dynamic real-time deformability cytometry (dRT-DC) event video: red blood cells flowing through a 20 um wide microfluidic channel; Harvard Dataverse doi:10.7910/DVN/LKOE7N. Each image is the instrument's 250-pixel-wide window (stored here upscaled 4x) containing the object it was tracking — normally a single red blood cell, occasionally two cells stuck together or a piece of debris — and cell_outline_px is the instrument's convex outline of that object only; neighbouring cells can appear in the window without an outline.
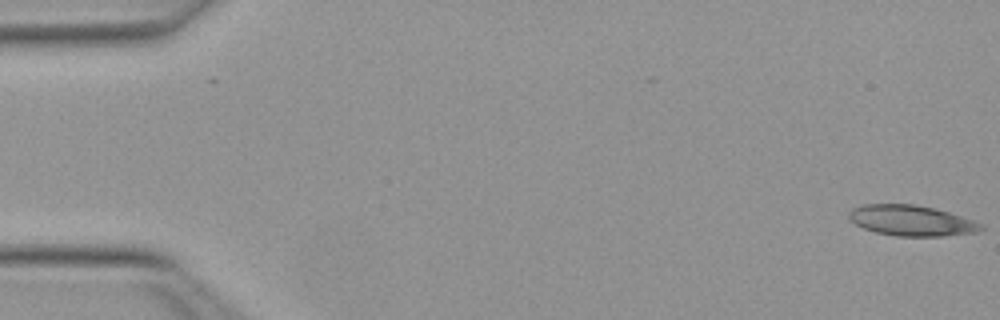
{"species": "Egyptian fruit bat (a non-hibernating species)", "species_latin": "Rousettus aegyptiacus", "temperature_condition": "warm", "stored_images_in_passage": 10, "camera_frame_rate_fps": 3000, "um_per_image_px": 0.085, "animal": {"sex": "female"}, "frame": {"image": 1, "passage_image": 1, "time_ms": 0.0, "image_size_px": [1000, 320], "cell_outline_px": [[984, 228], [980, 232], [940, 236], [896, 236], [876, 232], [864, 228], [856, 224], [848, 216], [848, 212], [852, 208], [864, 204], [916, 204], [948, 212], [984, 224]], "centroid_in_image_um": [77.48, 18.75], "position_along_channel_um": 7.5, "area_um2": 23.47}}